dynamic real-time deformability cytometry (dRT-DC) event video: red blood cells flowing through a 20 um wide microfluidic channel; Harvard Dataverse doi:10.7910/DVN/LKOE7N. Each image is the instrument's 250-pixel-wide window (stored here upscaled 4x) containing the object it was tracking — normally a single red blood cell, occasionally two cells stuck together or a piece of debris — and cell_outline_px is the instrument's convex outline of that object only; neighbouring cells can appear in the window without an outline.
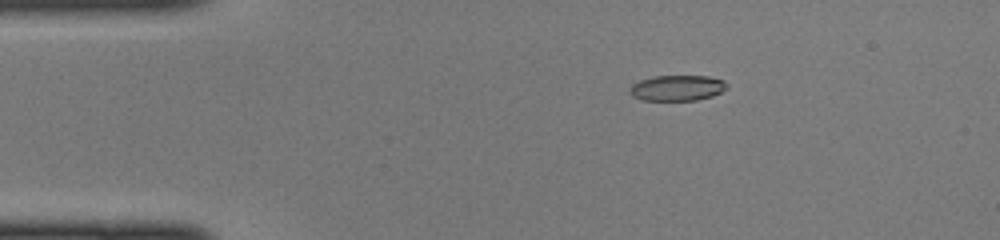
{"species": "common noctule bat (a hibernating species)", "species_latin": "Nyctalus noctula", "temperature_condition": "cold", "stored_images_in_passage": 47, "camera_frame_rate_fps": 3000, "um_per_image_px": 0.085, "animal": {"sex": "female", "body_mass_g": 22.0, "forearm_length_mm": 56.7}, "frame": {"image": 1, "passage_image": 8, "time_ms": 2.333, "image_size_px": [1000, 240], "cell_outline_px": [[728, 88], [712, 96], [696, 100], [640, 100], [632, 96], [628, 92], [628, 88], [632, 84], [640, 80], [652, 76], [708, 76], [724, 80], [728, 84]], "centroid_in_image_um": [57.53, 7.47], "position_along_channel_um": 27.5, "area_um2": 14.68}}
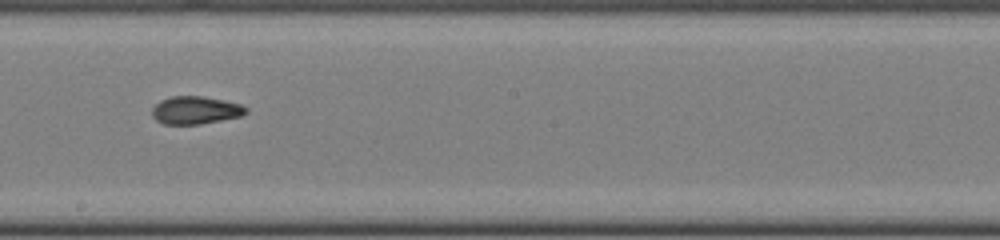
{"frame": {"image": 2, "passage_image": 26, "time_ms": 8.333, "image_size_px": [1000, 240], "cell_outline_px": [[248, 112], [244, 116], [200, 124], [164, 124], [156, 120], [152, 116], [152, 108], [160, 100], [172, 96], [204, 96], [224, 100], [240, 104], [248, 108]], "centroid_in_image_um": [16.64, 9.36], "position_along_channel_um": 231.6, "area_um2": 15.37}}
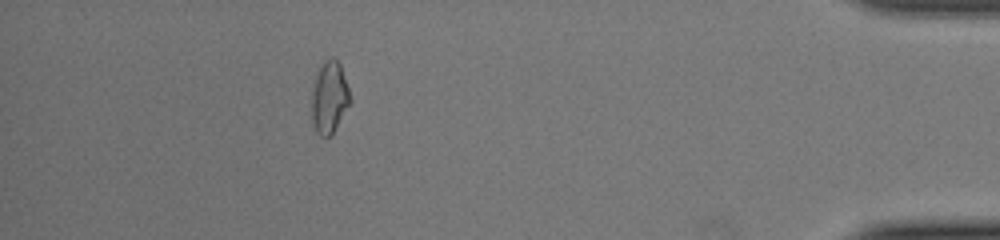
{"frame": {"image": 3, "passage_image": 42, "time_ms": 13.667, "image_size_px": [1000, 240], "cell_outline_px": [[352, 100], [332, 132], [328, 136], [320, 136], [316, 132], [312, 120], [312, 88], [316, 76], [324, 60], [328, 56], [332, 56], [340, 64]], "centroid_in_image_um": [27.99, 8.24], "position_along_channel_um": 407.2, "area_um2": 15.84}}